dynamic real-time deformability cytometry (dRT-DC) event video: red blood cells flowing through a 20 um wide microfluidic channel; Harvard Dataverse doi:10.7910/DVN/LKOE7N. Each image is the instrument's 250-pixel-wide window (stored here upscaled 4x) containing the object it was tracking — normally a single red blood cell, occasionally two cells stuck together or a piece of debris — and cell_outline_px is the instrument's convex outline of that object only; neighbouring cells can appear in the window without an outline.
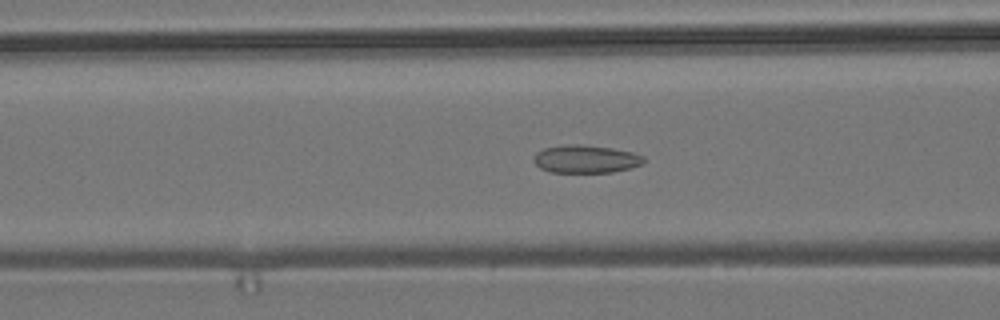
{"species": "common noctule bat (a hibernating species)", "species_latin": "Nyctalus noctula", "temperature_condition": "room temperature", "stored_images_in_passage": 50, "camera_frame_rate_fps": 3000, "um_per_image_px": 0.085, "animal": {"sex": "male", "body_mass_g": 19.2, "forearm_length_mm": 51.8}, "frame": {"image": 1, "passage_image": 16, "time_ms": 5.0, "image_size_px": [1000, 320], "cell_outline_px": [[644, 164], [612, 172], [552, 172], [540, 168], [532, 160], [532, 156], [536, 152], [544, 148], [564, 144], [580, 144], [612, 148], [632, 152], [644, 156]], "centroid_in_image_um": [49.76, 13.51], "position_along_channel_um": 116.8, "area_um2": 17.98}}
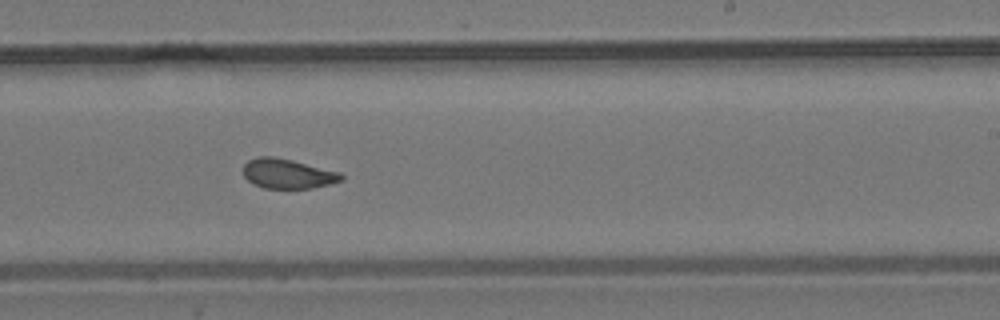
{"frame": {"image": 2, "passage_image": 28, "time_ms": 9.0, "image_size_px": [1000, 320], "cell_outline_px": [[344, 180], [312, 188], [264, 188], [252, 184], [244, 176], [244, 164], [248, 160], [256, 156], [276, 156], [340, 172], [344, 176]], "centroid_in_image_um": [24.44, 14.75], "position_along_channel_um": 264.6, "area_um2": 17.05}}
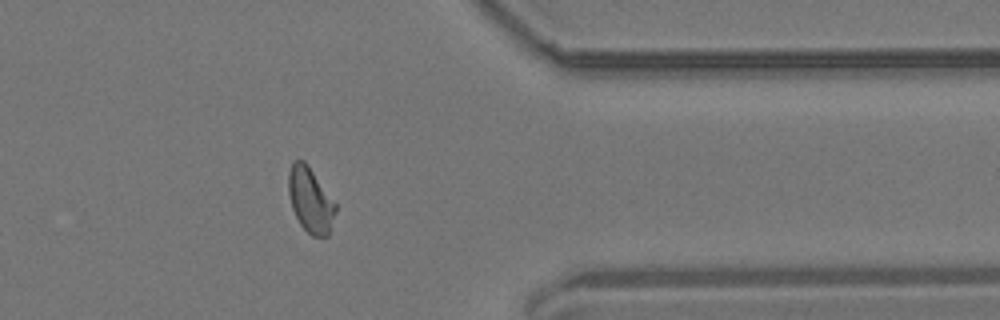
{"frame": {"image": 3, "passage_image": 39, "time_ms": 12.667, "image_size_px": [1000, 320], "cell_outline_px": [[336, 212], [328, 236], [312, 236], [300, 224], [292, 208], [288, 192], [288, 172], [292, 160], [304, 160], [308, 164], [336, 204]], "centroid_in_image_um": [26.37, 16.97], "position_along_channel_um": 385.0, "area_um2": 17.86}, "authors_computed_cell_mechanics": {"area_um2": 17.6579, "velocity_mm_per_s": 3.7013, "shape_relaxation_time_tau1_ms": null, "shape_relaxation_time_tau2_ms": 1.8152, "deformation_change_tau1": null, "deformation_change_tau2": 0.0624}}